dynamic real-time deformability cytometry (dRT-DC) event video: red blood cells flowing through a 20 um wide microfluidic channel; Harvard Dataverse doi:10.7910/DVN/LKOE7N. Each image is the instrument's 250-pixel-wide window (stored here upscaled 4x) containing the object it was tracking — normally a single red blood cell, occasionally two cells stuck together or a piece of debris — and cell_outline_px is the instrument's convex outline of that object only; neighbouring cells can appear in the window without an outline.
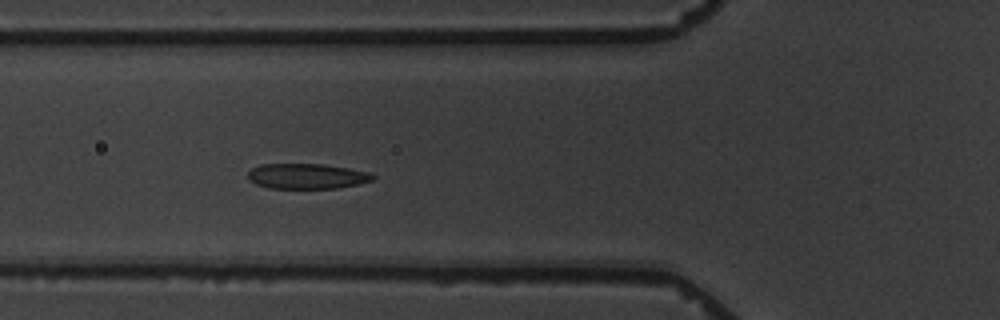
{"species": "common noctule bat (a hibernating species)", "species_latin": "Nyctalus noctula", "temperature_condition": "warm", "stored_images_in_passage": 5, "camera_frame_rate_fps": 3000, "um_per_image_px": 0.085, "animal": {"sex": "male", "body_mass_g": 19.5, "forearm_length_mm": 54.6}, "frame": {"image": 1, "passage_image": 5, "time_ms": 4.667, "image_size_px": [1000, 320], "cell_outline_px": [[376, 176], [372, 180], [356, 184], [336, 188], [268, 188], [256, 184], [248, 180], [248, 172], [252, 168], [260, 164], [324, 164], [372, 172]], "centroid_in_image_um": [26.07, 14.97], "position_along_channel_um": 99.7, "area_um2": 18.44}}